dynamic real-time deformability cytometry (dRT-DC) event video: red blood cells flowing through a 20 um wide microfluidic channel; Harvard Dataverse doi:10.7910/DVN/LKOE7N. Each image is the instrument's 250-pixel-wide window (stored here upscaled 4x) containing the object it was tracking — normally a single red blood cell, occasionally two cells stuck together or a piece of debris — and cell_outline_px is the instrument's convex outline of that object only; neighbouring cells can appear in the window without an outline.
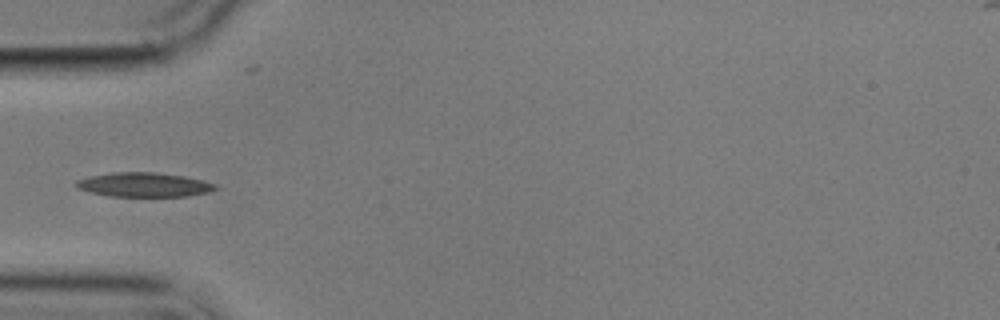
{"species": "common noctule bat (a hibernating species)", "species_latin": "Nyctalus noctula", "temperature_condition": "cold", "stored_images_in_passage": 4, "camera_frame_rate_fps": 3000, "um_per_image_px": 0.085, "animal": {"sex": "male", "body_mass_g": 17.9}, "frame": {"image": 1, "passage_image": 4, "time_ms": 3.667, "image_size_px": [1000, 320], "cell_outline_px": [[220, 188], [208, 192], [188, 196], [112, 196], [92, 192], [76, 188], [72, 184], [76, 180], [88, 176], [112, 172], [152, 172], [184, 176], [216, 184]], "centroid_in_image_um": [12.2, 15.69], "position_along_channel_um": 72.8, "area_um2": 19.71}}